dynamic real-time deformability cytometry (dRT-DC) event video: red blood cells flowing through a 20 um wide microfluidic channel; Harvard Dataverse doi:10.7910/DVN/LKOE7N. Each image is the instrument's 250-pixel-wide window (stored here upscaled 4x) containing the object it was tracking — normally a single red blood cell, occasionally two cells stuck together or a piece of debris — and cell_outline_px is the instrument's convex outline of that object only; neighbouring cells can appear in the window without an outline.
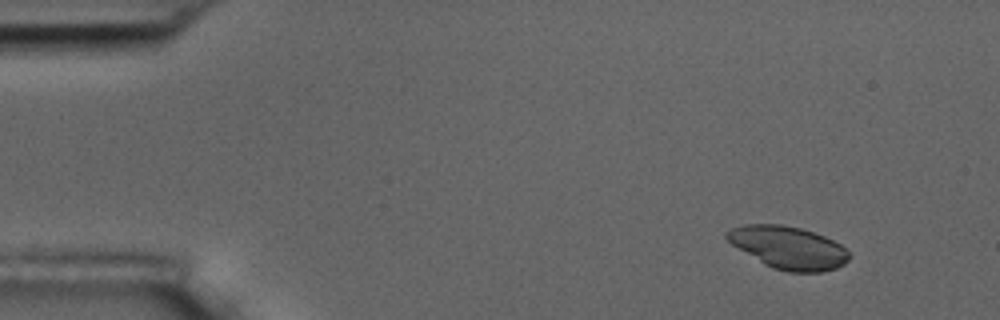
{"species": "common noctule bat (a hibernating species)", "species_latin": "Nyctalus noctula", "temperature_condition": "room temperature", "stored_images_in_passage": 5, "segment_of_instrument_passage": [1, 2], "camera_frame_rate_fps": 3000, "um_per_image_px": 0.085, "animal": {"sex": "male", "body_mass_g": 17.5, "forearm_length_mm": 52.3}, "frame": {"image": 1, "passage_image": 1, "time_ms": 0.0, "image_size_px": [1000, 320], "cell_outline_px": [[852, 256], [844, 264], [836, 268], [820, 272], [788, 272], [772, 268], [764, 264], [732, 244], [724, 236], [724, 232], [732, 228], [744, 224], [780, 224], [800, 228], [824, 236], [840, 244]], "centroid_in_image_um": [67.0, 21.05], "position_along_channel_um": 18.0, "area_um2": 30.23}}